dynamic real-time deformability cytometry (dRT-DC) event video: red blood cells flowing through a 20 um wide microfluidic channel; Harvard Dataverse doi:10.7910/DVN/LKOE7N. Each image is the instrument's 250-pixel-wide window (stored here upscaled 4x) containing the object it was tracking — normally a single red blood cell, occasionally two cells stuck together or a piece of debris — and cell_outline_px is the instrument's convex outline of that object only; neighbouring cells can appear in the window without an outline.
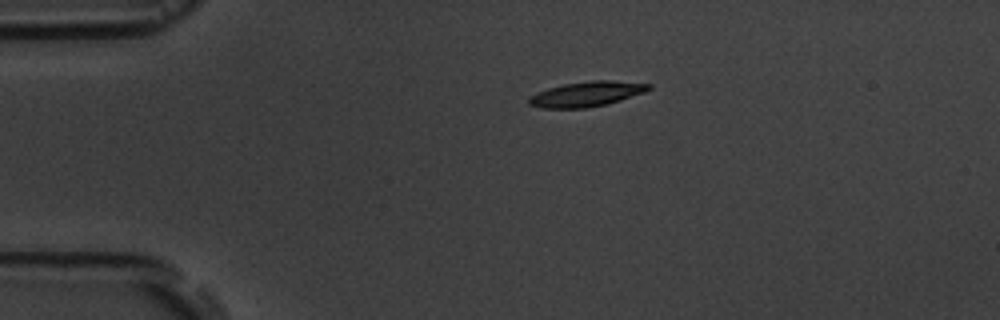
{"species": "common noctule bat (a hibernating species)", "species_latin": "Nyctalus noctula", "temperature_condition": "room temperature", "stored_images_in_passage": 4, "camera_frame_rate_fps": 3000, "um_per_image_px": 0.085, "animal": {"sex": "male", "body_mass_g": 19.5, "forearm_length_mm": 54.6}, "frame": {"image": 1, "passage_image": 1, "time_ms": 0.0, "image_size_px": [1000, 320], "cell_outline_px": [[652, 88], [644, 92], [620, 100], [604, 104], [584, 108], [540, 108], [528, 104], [528, 96], [536, 92], [548, 88], [564, 84], [592, 80], [612, 80], [652, 84]], "centroid_in_image_um": [49.83, 7.98], "position_along_channel_um": 35.2, "area_um2": 17.46}}
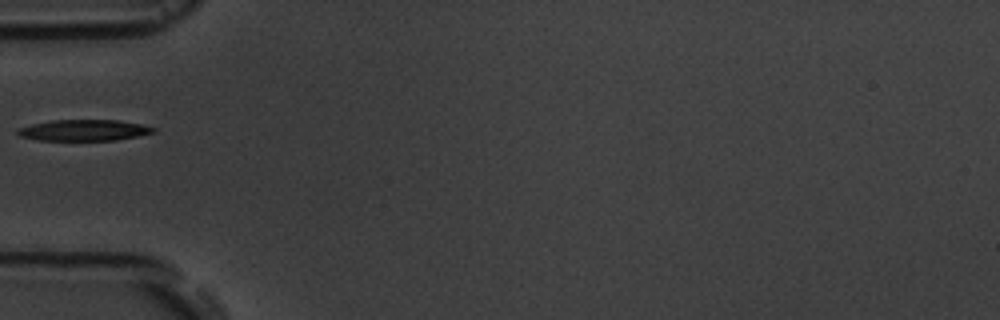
{"frame": {"image": 2, "passage_image": 3, "time_ms": 2.333, "image_size_px": [1000, 320], "cell_outline_px": [[156, 132], [116, 140], [36, 140], [20, 136], [16, 132], [16, 128], [32, 124], [52, 120], [120, 120], [140, 124], [156, 128]], "centroid_in_image_um": [7.11, 11.06], "position_along_channel_um": 77.9, "area_um2": 16.7}}
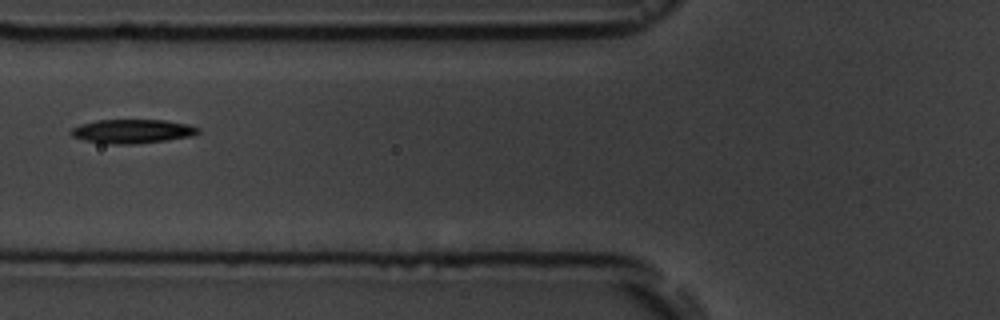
{"frame": {"image": 3, "passage_image": 4, "time_ms": 3.333, "image_size_px": [1000, 320], "cell_outline_px": [[200, 132], [192, 136], [168, 140], [136, 144], [112, 144], [84, 140], [72, 136], [68, 132], [72, 128], [80, 124], [96, 120], [164, 120], [188, 124], [200, 128]], "centroid_in_image_um": [11.25, 11.16], "position_along_channel_um": 114.5, "area_um2": 17.86}}